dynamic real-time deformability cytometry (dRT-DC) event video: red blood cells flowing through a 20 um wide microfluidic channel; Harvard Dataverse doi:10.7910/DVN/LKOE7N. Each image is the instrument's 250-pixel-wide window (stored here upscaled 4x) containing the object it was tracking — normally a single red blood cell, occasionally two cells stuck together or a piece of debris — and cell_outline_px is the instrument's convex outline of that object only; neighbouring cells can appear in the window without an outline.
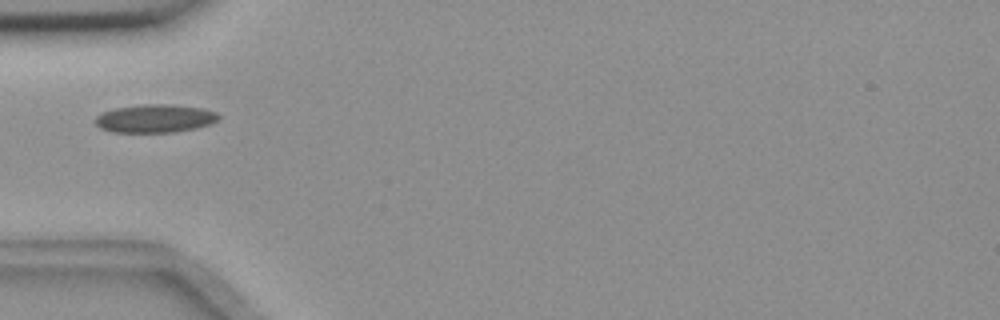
{"species": "common noctule bat (a hibernating species)", "species_latin": "Nyctalus noctula", "temperature_condition": "room temperature", "stored_images_in_passage": 3, "camera_frame_rate_fps": 3000, "um_per_image_px": 0.085, "animal": {"sex": "female", "body_mass_g": 18.4}, "frame": {"image": 1, "passage_image": 1, "time_ms": 0.0, "image_size_px": [1000, 320], "cell_outline_px": [[220, 116], [212, 124], [196, 128], [176, 132], [112, 132], [100, 128], [96, 124], [96, 116], [104, 112], [116, 108], [144, 104], [172, 104], [204, 108], [216, 112]], "centroid_in_image_um": [13.22, 10.07], "position_along_channel_um": 71.8, "area_um2": 20.29}}
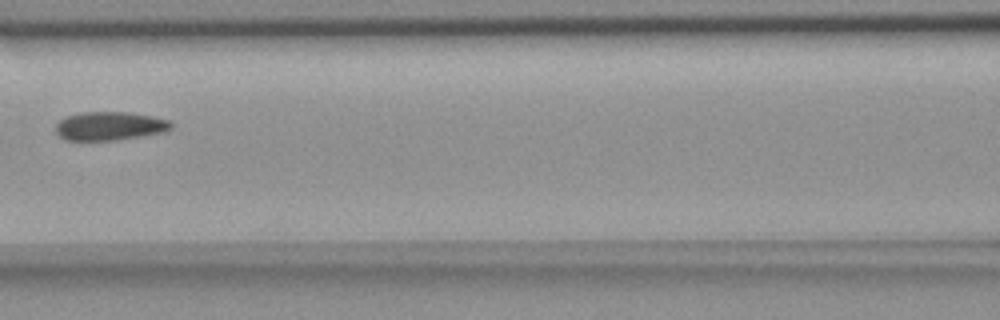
{"frame": {"image": 2, "passage_image": 3, "time_ms": 0.667, "image_size_px": [1000, 320], "cell_outline_px": [[172, 128], [168, 132], [144, 136], [116, 140], [68, 140], [60, 136], [56, 132], [56, 124], [60, 120], [68, 116], [80, 112], [128, 112], [152, 116], [172, 120]], "centroid_in_image_um": [9.4, 10.71], "position_along_channel_um": 157.2, "area_um2": 19.42}}